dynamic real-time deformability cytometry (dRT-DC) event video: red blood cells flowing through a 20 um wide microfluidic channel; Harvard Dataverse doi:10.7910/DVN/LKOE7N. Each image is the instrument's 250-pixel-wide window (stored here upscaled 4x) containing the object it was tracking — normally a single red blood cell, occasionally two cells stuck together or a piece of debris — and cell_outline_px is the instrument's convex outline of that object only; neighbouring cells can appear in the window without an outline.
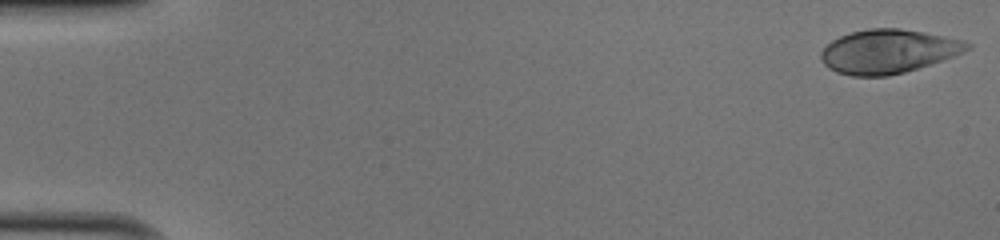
{"species": "human", "species_latin": "Homo sapiens", "temperature_condition": "cold", "stored_images_in_passage": 6, "camera_frame_rate_fps": 3000, "um_per_image_px": 0.085, "donor": {"sex": "male"}, "frame": {"image": 1, "passage_image": 1, "time_ms": 0.0, "image_size_px": [1000, 240], "cell_outline_px": [[972, 48], [964, 52], [904, 72], [888, 76], [852, 76], [836, 72], [828, 68], [820, 60], [820, 52], [832, 40], [840, 36], [852, 32], [868, 28], [900, 28], [924, 32], [964, 40], [972, 44]], "centroid_in_image_um": [75.47, 4.36], "position_along_channel_um": 9.5, "area_um2": 37.28}}